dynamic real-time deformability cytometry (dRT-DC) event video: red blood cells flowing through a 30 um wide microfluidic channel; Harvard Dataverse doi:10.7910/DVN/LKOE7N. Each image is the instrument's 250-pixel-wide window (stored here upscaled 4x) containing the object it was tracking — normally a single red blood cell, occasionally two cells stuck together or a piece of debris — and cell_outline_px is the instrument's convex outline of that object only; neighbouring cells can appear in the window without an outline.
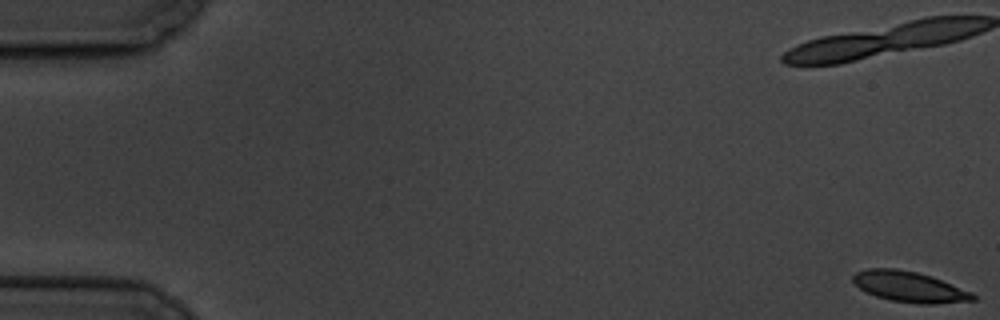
{"species": "common noctule bat (a hibernating species)", "species_latin": "Nyctalus noctula", "temperature_condition": "cold", "stored_images_in_passage": 17, "camera_frame_rate_fps": 3000, "um_per_image_px": 0.085, "animal": {"sex": "male", "body_mass_g": 19.5, "forearm_length_mm": 54.6}, "frame": {"image": 1, "passage_image": 1, "time_ms": 0.0, "image_size_px": [1000, 320], "cell_outline_px": [[976, 300], [932, 304], [920, 304], [892, 300], [876, 296], [860, 288], [852, 280], [852, 276], [856, 272], [868, 268], [896, 268], [916, 272], [932, 276], [972, 292], [976, 296]], "centroid_in_image_um": [77.32, 24.37], "position_along_channel_um": 7.7, "area_um2": 21.27}}